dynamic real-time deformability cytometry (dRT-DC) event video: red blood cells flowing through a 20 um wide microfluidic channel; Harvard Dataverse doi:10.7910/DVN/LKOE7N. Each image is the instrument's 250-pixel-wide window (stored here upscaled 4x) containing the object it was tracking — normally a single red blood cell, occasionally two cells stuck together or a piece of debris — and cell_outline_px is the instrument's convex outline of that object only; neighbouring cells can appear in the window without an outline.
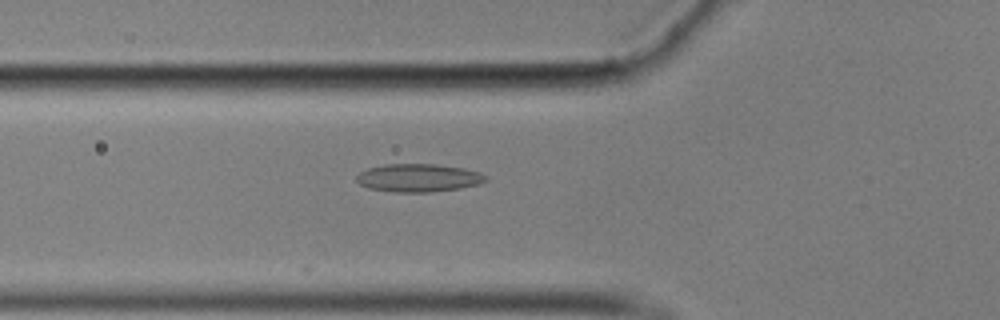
{"species": "common noctule bat (a hibernating species)", "species_latin": "Nyctalus noctula", "temperature_condition": "cold", "stored_images_in_passage": 21, "camera_frame_rate_fps": 3000, "um_per_image_px": 0.085, "animal": {"sex": "male", "body_mass_g": 17.9}, "frame": {"image": 1, "passage_image": 2, "time_ms": 0.333, "image_size_px": [1000, 320], "cell_outline_px": [[488, 180], [480, 184], [460, 188], [432, 192], [392, 192], [368, 188], [360, 184], [356, 180], [356, 176], [360, 172], [368, 168], [384, 164], [436, 164], [464, 168], [480, 172], [488, 176]], "centroid_in_image_um": [35.59, 15.12], "position_along_channel_um": 90.2, "area_um2": 21.33}}
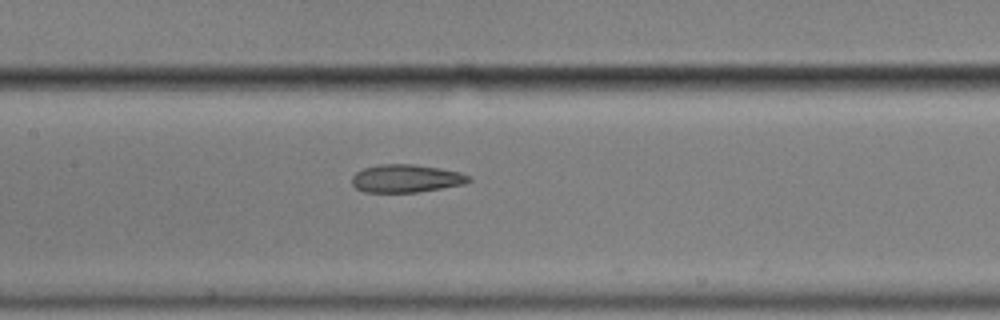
{"frame": {"image": 2, "passage_image": 9, "time_ms": 2.667, "image_size_px": [1000, 320], "cell_outline_px": [[472, 180], [464, 184], [416, 192], [364, 192], [356, 188], [352, 184], [352, 176], [356, 172], [364, 168], [380, 164], [412, 164], [440, 168], [460, 172], [472, 176]], "centroid_in_image_um": [34.53, 15.16], "position_along_channel_um": 172.9, "area_um2": 19.02}}
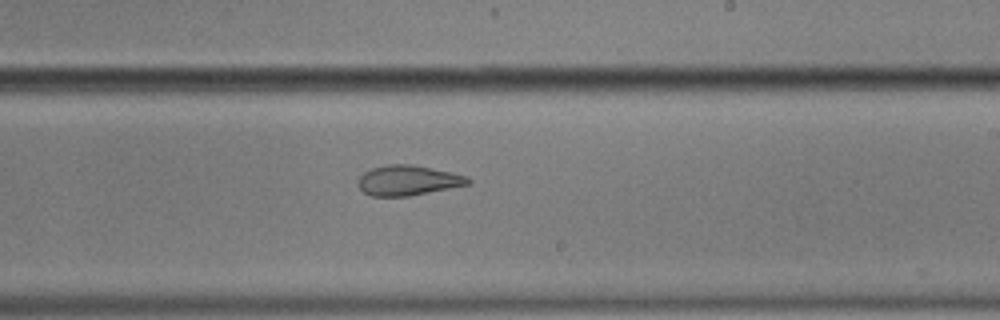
{"frame": {"image": 3, "passage_image": 16, "time_ms": 5.0, "image_size_px": [1000, 320], "cell_outline_px": [[472, 184], [408, 196], [372, 196], [364, 192], [356, 184], [360, 176], [364, 172], [372, 168], [388, 164], [412, 164], [452, 172], [468, 176], [472, 180]], "centroid_in_image_um": [34.71, 15.33], "position_along_channel_um": 254.3, "area_um2": 19.42}}